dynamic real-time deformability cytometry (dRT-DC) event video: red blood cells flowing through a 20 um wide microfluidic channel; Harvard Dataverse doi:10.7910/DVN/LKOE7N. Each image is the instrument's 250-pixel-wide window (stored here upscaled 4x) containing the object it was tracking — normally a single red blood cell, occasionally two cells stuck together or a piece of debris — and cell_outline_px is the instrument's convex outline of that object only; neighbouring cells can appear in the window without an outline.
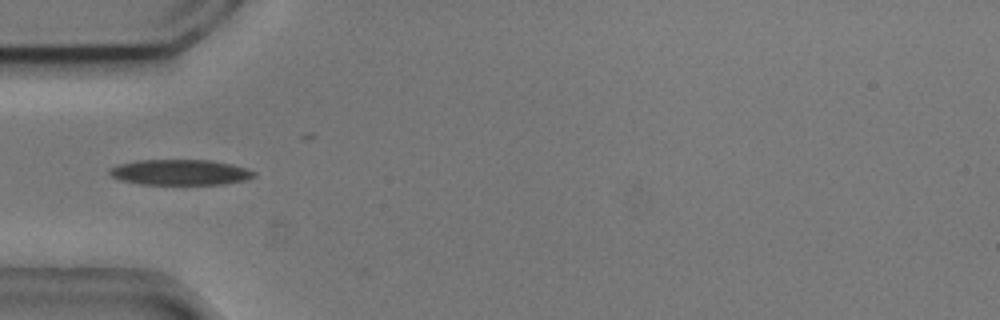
{"species": "common noctule bat (a hibernating species)", "species_latin": "Nyctalus noctula", "temperature_condition": "cold", "stored_images_in_passage": 3, "camera_frame_rate_fps": 3000, "um_per_image_px": 0.085, "animal": {"sex": "male", "body_mass_g": 20.5, "forearm_length_mm": 52.5}, "frame": {"image": 1, "passage_image": 3, "time_ms": 0.667, "image_size_px": [1000, 320], "cell_outline_px": [[256, 176], [244, 180], [224, 184], [140, 184], [120, 180], [112, 176], [108, 172], [108, 168], [120, 164], [136, 160], [208, 160], [232, 164], [256, 172]], "centroid_in_image_um": [15.29, 14.64], "position_along_channel_um": 69.7, "area_um2": 21.44}}